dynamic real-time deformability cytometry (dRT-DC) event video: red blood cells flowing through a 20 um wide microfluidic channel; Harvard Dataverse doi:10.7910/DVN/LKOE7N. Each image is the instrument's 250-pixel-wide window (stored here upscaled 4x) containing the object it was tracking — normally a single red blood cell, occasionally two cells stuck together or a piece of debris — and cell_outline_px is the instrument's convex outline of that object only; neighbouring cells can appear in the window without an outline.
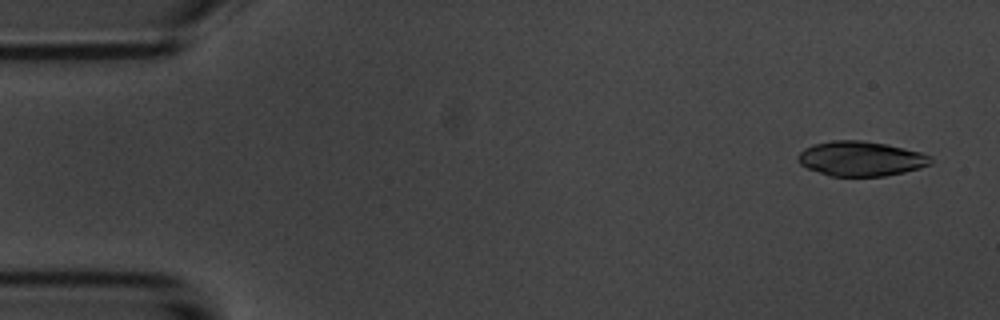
{"species": "common noctule bat (a hibernating species)", "species_latin": "Nyctalus noctula", "temperature_condition": "room temperature", "stored_images_in_passage": 6, "camera_frame_rate_fps": 3000, "um_per_image_px": 0.085, "animal": {"sex": "male", "body_mass_g": 20.1, "forearm_length_mm": 53.5}, "frame": {"image": 1, "passage_image": 1, "time_ms": 0.0, "image_size_px": [1000, 320], "cell_outline_px": [[932, 164], [920, 168], [904, 172], [884, 176], [832, 176], [808, 168], [800, 164], [796, 160], [796, 156], [804, 148], [812, 144], [832, 140], [860, 140], [888, 144], [920, 152], [932, 156]], "centroid_in_image_um": [73.17, 13.48], "position_along_channel_um": 11.8, "area_um2": 27.05}}
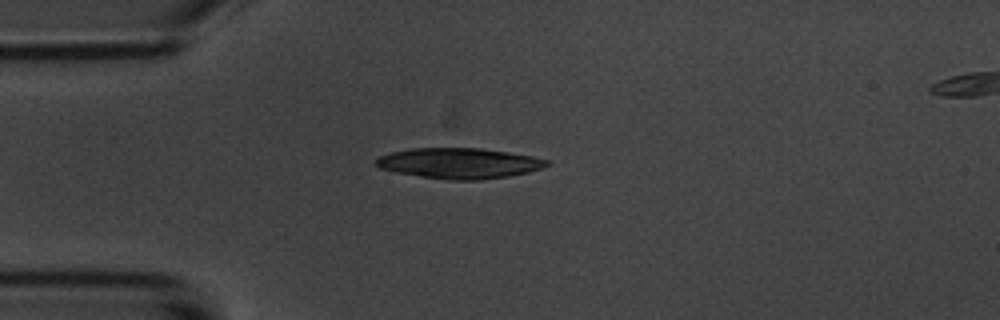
{"frame": {"image": 2, "passage_image": 4, "time_ms": 3.667, "image_size_px": [1000, 320], "cell_outline_px": [[552, 164], [544, 168], [528, 172], [508, 176], [480, 180], [452, 180], [420, 176], [396, 172], [380, 168], [376, 164], [376, 160], [380, 156], [392, 152], [412, 148], [480, 148], [508, 152], [532, 156], [548, 160]], "centroid_in_image_um": [39.08, 13.87], "position_along_channel_um": 45.9, "area_um2": 30.29}}